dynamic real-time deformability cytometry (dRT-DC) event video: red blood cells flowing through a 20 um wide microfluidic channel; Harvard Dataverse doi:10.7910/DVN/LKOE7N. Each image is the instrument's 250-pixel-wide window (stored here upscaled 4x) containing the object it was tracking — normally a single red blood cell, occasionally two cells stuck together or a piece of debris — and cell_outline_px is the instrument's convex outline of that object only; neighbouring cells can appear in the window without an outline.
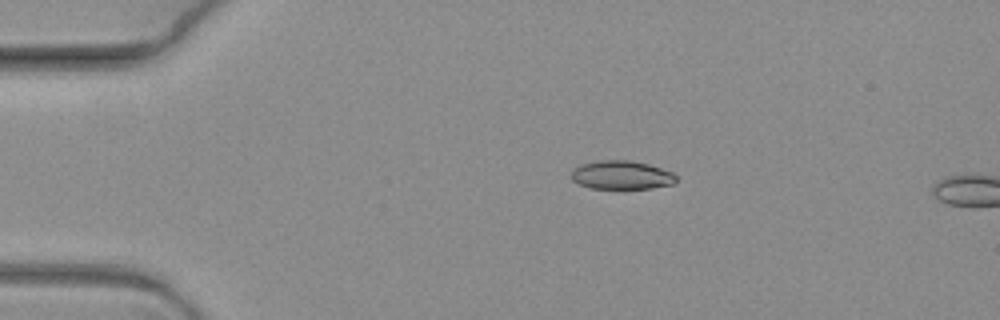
{"species": "common noctule bat (a hibernating species)", "species_latin": "Nyctalus noctula", "temperature_condition": "warm", "stored_images_in_passage": 3, "camera_frame_rate_fps": 3000, "um_per_image_px": 0.085, "animal": {"sex": "female", "body_mass_g": 19.3, "forearm_length_mm": 54.1}, "frame": {"image": 1, "passage_image": 2, "time_ms": 0.333, "image_size_px": [1000, 320], "cell_outline_px": [[676, 180], [672, 184], [652, 188], [592, 188], [580, 184], [572, 180], [572, 168], [580, 164], [596, 160], [628, 160], [648, 164], [672, 172], [676, 176]], "centroid_in_image_um": [52.8, 14.86], "position_along_channel_um": 32.2, "area_um2": 17.4}}